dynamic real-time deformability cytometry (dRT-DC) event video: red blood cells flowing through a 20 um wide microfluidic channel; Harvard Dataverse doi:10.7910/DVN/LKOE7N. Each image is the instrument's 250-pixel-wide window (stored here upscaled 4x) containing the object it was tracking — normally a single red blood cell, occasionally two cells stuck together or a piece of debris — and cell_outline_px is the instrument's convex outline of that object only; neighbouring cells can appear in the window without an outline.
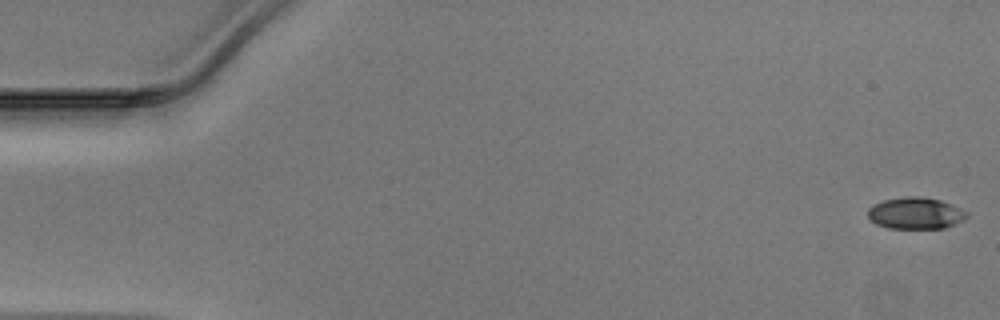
{"species": "Egyptian fruit bat (a non-hibernating species)", "species_latin": "Rousettus aegyptiacus", "temperature_condition": "warm", "stored_images_in_passage": 49, "camera_frame_rate_fps": 3000, "um_per_image_px": 0.085, "animal": {"sex": "male"}, "frame": {"image": 1, "passage_image": 1, "time_ms": 0.0, "image_size_px": [1000, 320], "cell_outline_px": [[968, 216], [964, 220], [944, 228], [888, 228], [876, 224], [868, 216], [868, 208], [872, 204], [884, 200], [904, 196], [920, 196], [940, 200], [952, 204], [968, 212]], "centroid_in_image_um": [77.82, 18.11], "position_along_channel_um": 7.2, "area_um2": 18.32}}
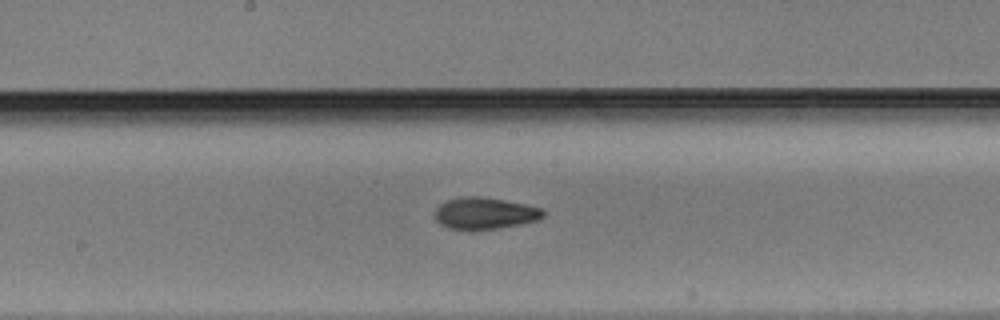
{"frame": {"image": 2, "passage_image": 26, "time_ms": 8.333, "image_size_px": [1000, 320], "cell_outline_px": [[544, 216], [536, 220], [520, 224], [500, 228], [472, 232], [468, 232], [448, 228], [440, 224], [436, 220], [436, 208], [444, 200], [460, 196], [480, 196], [504, 200], [524, 204], [540, 208], [544, 212]], "centroid_in_image_um": [41.14, 18.15], "position_along_channel_um": 207.1, "area_um2": 20.46}}
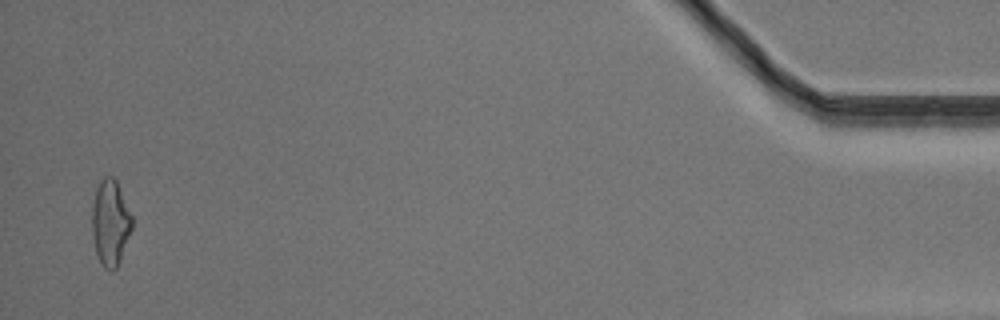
{"frame": {"image": 3, "passage_image": 48, "time_ms": 15.667, "image_size_px": [1000, 320], "cell_outline_px": [[132, 228], [120, 260], [116, 268], [112, 272], [104, 268], [96, 252], [92, 232], [92, 204], [96, 188], [100, 180], [104, 176], [112, 176], [116, 180], [132, 216]], "centroid_in_image_um": [9.37, 18.92], "position_along_channel_um": 425.8, "area_um2": 19.88}}